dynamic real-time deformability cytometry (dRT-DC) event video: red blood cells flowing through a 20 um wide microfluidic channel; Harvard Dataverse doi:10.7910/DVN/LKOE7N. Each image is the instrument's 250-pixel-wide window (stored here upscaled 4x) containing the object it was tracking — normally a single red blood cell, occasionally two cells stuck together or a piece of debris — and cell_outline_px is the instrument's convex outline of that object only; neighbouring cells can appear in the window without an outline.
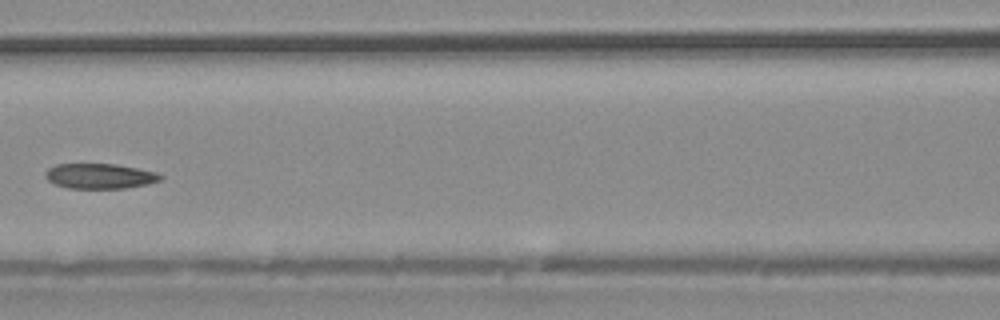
{"species": "common noctule bat (a hibernating species)", "species_latin": "Nyctalus noctula", "temperature_condition": "warm", "stored_images_in_passage": 17, "camera_frame_rate_fps": 3000, "um_per_image_px": 0.085, "animal": {"sex": "male", "body_mass_g": 20.4}, "frame": {"image": 1, "passage_image": 8, "time_ms": 2.333, "image_size_px": [1000, 320], "cell_outline_px": [[164, 176], [160, 180], [148, 184], [124, 188], [68, 188], [56, 184], [48, 180], [44, 176], [44, 172], [48, 168], [56, 164], [116, 164], [156, 172]], "centroid_in_image_um": [8.47, 14.96], "position_along_channel_um": 158.1, "area_um2": 16.82}}
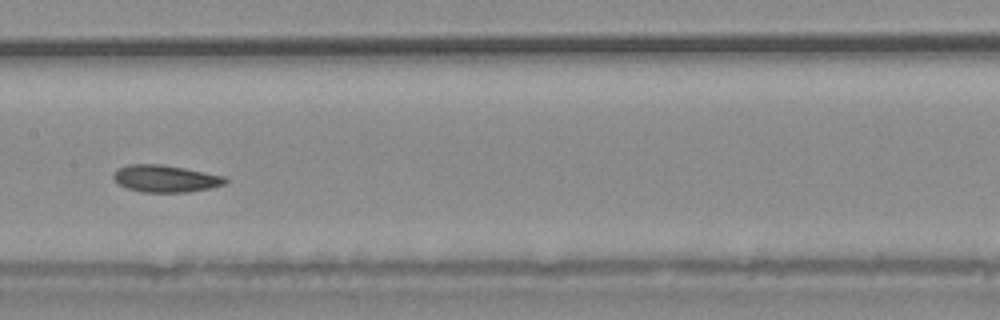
{"frame": {"image": 2, "passage_image": 10, "time_ms": 3.0, "image_size_px": [1000, 320], "cell_outline_px": [[228, 180], [224, 184], [208, 188], [188, 192], [144, 192], [128, 188], [120, 184], [112, 176], [112, 172], [116, 168], [128, 164], [160, 164], [184, 168], [224, 176]], "centroid_in_image_um": [14.02, 15.17], "position_along_channel_um": 193.4, "area_um2": 17.51}}